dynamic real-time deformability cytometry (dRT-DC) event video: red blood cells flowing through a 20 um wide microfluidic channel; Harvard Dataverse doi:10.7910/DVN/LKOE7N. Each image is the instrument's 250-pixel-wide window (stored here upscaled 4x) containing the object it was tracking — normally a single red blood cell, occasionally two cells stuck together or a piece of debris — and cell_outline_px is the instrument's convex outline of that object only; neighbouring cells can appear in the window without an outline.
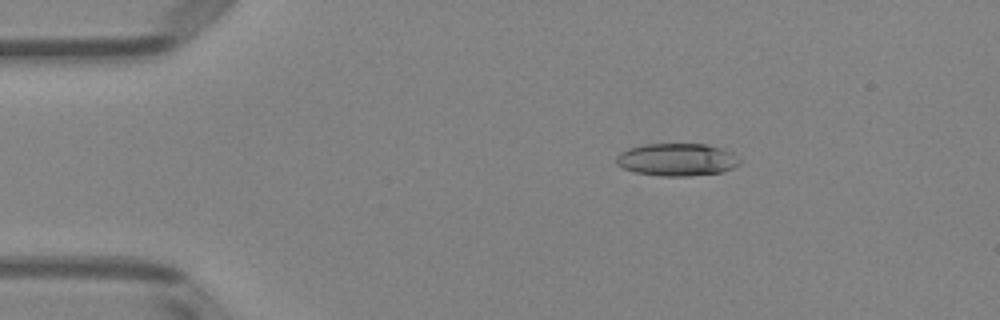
{"species": "Egyptian fruit bat (a non-hibernating species)", "species_latin": "Rousettus aegyptiacus", "temperature_condition": "room temperature", "stored_images_in_passage": 6, "camera_frame_rate_fps": 3000, "um_per_image_px": 0.085, "animal": {"sex": "female"}, "frame": {"image": 1, "passage_image": 3, "time_ms": 2.0, "image_size_px": [1000, 320], "cell_outline_px": [[740, 164], [732, 168], [720, 172], [688, 176], [660, 176], [636, 172], [624, 168], [616, 164], [616, 156], [620, 152], [628, 148], [644, 144], [708, 144], [720, 148], [728, 152], [740, 160]], "centroid_in_image_um": [57.49, 13.56], "position_along_channel_um": 27.5, "area_um2": 23.24}}
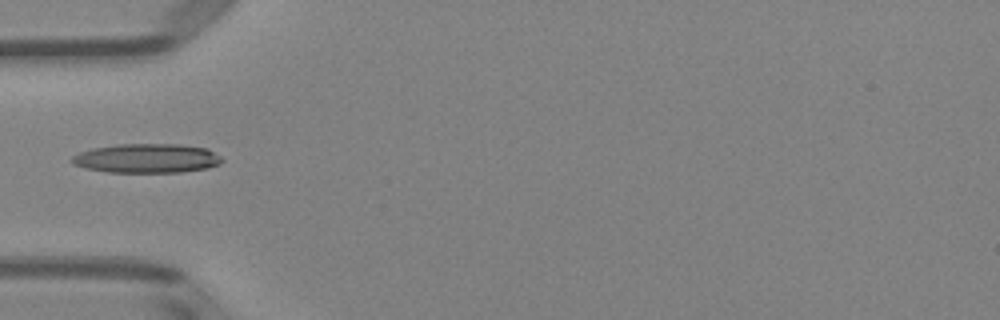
{"frame": {"image": 2, "passage_image": 5, "time_ms": 4.667, "image_size_px": [1000, 320], "cell_outline_px": [[224, 160], [220, 164], [208, 168], [180, 172], [108, 172], [84, 168], [72, 164], [68, 160], [72, 156], [80, 152], [92, 148], [120, 144], [176, 144], [208, 148], [220, 156]], "centroid_in_image_um": [12.46, 13.46], "position_along_channel_um": 72.5, "area_um2": 25.72}}
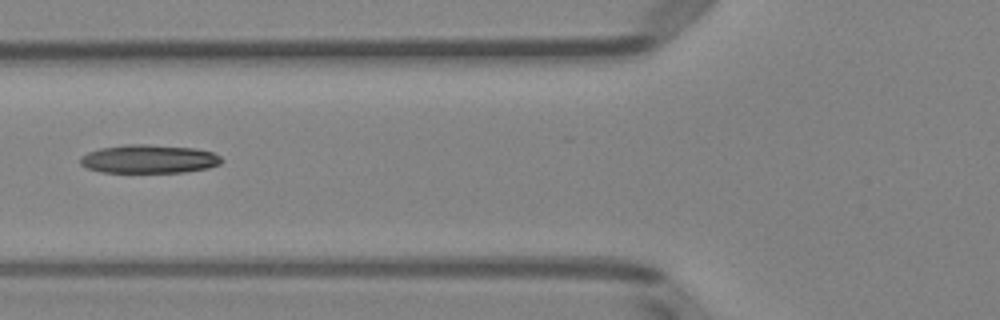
{"frame": {"image": 3, "passage_image": 6, "time_ms": 5.667, "image_size_px": [1000, 320], "cell_outline_px": [[224, 160], [220, 164], [208, 168], [184, 172], [100, 172], [84, 168], [80, 164], [80, 156], [88, 152], [100, 148], [128, 144], [148, 144], [196, 148], [212, 152], [220, 156]], "centroid_in_image_um": [12.64, 13.51], "position_along_channel_um": 113.2, "area_um2": 23.7}}